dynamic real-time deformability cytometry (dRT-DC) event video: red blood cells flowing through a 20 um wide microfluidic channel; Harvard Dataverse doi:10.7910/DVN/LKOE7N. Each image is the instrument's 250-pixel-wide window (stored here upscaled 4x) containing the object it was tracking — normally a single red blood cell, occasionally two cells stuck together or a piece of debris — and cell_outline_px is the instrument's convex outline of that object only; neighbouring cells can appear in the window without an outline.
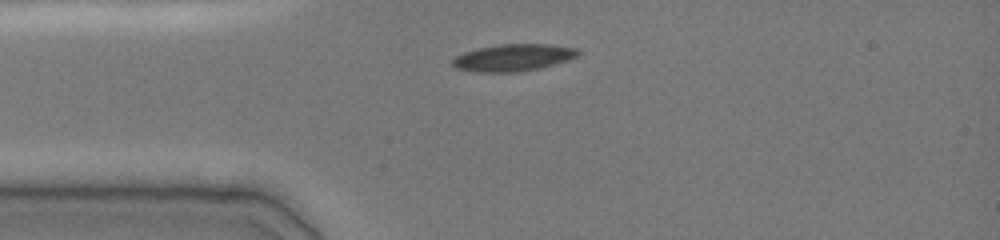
{"species": "common noctule bat (a hibernating species)", "species_latin": "Nyctalus noctula", "temperature_condition": "cold", "stored_images_in_passage": 46, "camera_frame_rate_fps": 3000, "um_per_image_px": 0.085, "animal": {"sex": "female", "body_mass_g": 19.0, "forearm_length_mm": 51.5}, "frame": {"image": 1, "passage_image": 1, "time_ms": 0.0, "image_size_px": [1000, 240], "cell_outline_px": [[580, 52], [576, 56], [568, 60], [540, 68], [520, 72], [476, 72], [456, 68], [452, 64], [452, 60], [456, 56], [464, 52], [476, 48], [496, 44], [552, 44], [576, 48]], "centroid_in_image_um": [43.61, 4.89], "position_along_channel_um": 41.4, "area_um2": 19.88}}
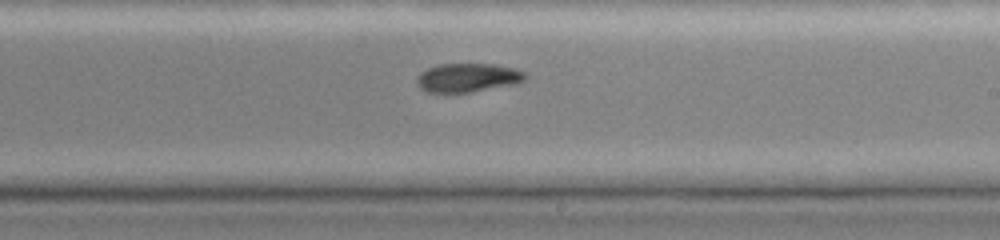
{"frame": {"image": 2, "passage_image": 25, "time_ms": 5.667, "image_size_px": [1000, 240], "cell_outline_px": [[528, 76], [524, 80], [516, 84], [472, 92], [428, 92], [420, 88], [416, 84], [416, 76], [420, 72], [428, 68], [440, 64], [492, 64], [516, 68], [524, 72]], "centroid_in_image_um": [39.76, 6.6], "position_along_channel_um": 249.2, "area_um2": 18.32}}
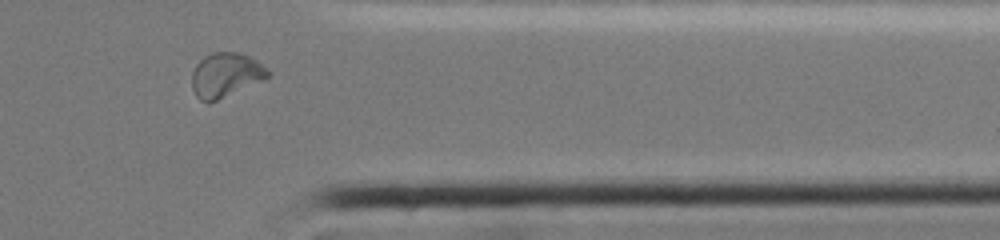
{"frame": {"image": 3, "passage_image": 41, "time_ms": 9.333, "image_size_px": [1000, 240], "cell_outline_px": [[272, 76], [264, 80], [208, 104], [200, 100], [196, 96], [192, 88], [192, 72], [196, 64], [204, 56], [212, 52], [240, 52], [256, 60], [272, 72]], "centroid_in_image_um": [19.2, 6.38], "position_along_channel_um": 392.2, "area_um2": 19.94}, "authors_computed_cell_mechanics": {"area_um2": 19.5364, "velocity_mm_per_s": 3.9294, "shape_relaxation_time_tau1_ms": null, "shape_relaxation_time_tau2_ms": 5.3341, "deformation_change_tau1": null, "deformation_change_tau2": 0.096}}